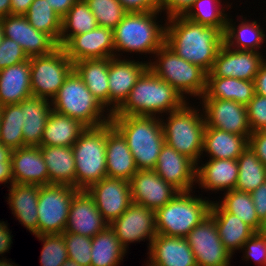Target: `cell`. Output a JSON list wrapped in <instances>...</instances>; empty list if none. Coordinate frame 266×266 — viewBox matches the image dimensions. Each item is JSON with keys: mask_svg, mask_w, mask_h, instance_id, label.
<instances>
[{"mask_svg": "<svg viewBox=\"0 0 266 266\" xmlns=\"http://www.w3.org/2000/svg\"><path fill=\"white\" fill-rule=\"evenodd\" d=\"M165 22V44L179 57L200 66L207 73L213 67L219 49L224 44V32L175 16Z\"/></svg>", "mask_w": 266, "mask_h": 266, "instance_id": "6da1fadb", "label": "cell"}, {"mask_svg": "<svg viewBox=\"0 0 266 266\" xmlns=\"http://www.w3.org/2000/svg\"><path fill=\"white\" fill-rule=\"evenodd\" d=\"M185 103L181 94L148 67L138 78L128 98L111 115L156 116L157 113L173 112Z\"/></svg>", "mask_w": 266, "mask_h": 266, "instance_id": "7a4b0ae2", "label": "cell"}, {"mask_svg": "<svg viewBox=\"0 0 266 266\" xmlns=\"http://www.w3.org/2000/svg\"><path fill=\"white\" fill-rule=\"evenodd\" d=\"M161 119L156 116L111 115L110 122L125 138L138 170H154L165 144Z\"/></svg>", "mask_w": 266, "mask_h": 266, "instance_id": "3957f363", "label": "cell"}, {"mask_svg": "<svg viewBox=\"0 0 266 266\" xmlns=\"http://www.w3.org/2000/svg\"><path fill=\"white\" fill-rule=\"evenodd\" d=\"M159 13L128 12L113 29L115 57L116 51L155 54L165 43L166 26L156 22Z\"/></svg>", "mask_w": 266, "mask_h": 266, "instance_id": "277c9868", "label": "cell"}, {"mask_svg": "<svg viewBox=\"0 0 266 266\" xmlns=\"http://www.w3.org/2000/svg\"><path fill=\"white\" fill-rule=\"evenodd\" d=\"M51 103L53 111L75 118L86 127H98L107 124L111 119L109 111L107 117L102 115L105 107L86 87L74 69L65 78Z\"/></svg>", "mask_w": 266, "mask_h": 266, "instance_id": "5b68a950", "label": "cell"}, {"mask_svg": "<svg viewBox=\"0 0 266 266\" xmlns=\"http://www.w3.org/2000/svg\"><path fill=\"white\" fill-rule=\"evenodd\" d=\"M107 124L87 127L72 146L76 168V189L87 190L107 176L106 132L112 127Z\"/></svg>", "mask_w": 266, "mask_h": 266, "instance_id": "8992f818", "label": "cell"}, {"mask_svg": "<svg viewBox=\"0 0 266 266\" xmlns=\"http://www.w3.org/2000/svg\"><path fill=\"white\" fill-rule=\"evenodd\" d=\"M191 192H178L155 211L156 234L185 238L209 215L211 201L193 197Z\"/></svg>", "mask_w": 266, "mask_h": 266, "instance_id": "52a82bcc", "label": "cell"}, {"mask_svg": "<svg viewBox=\"0 0 266 266\" xmlns=\"http://www.w3.org/2000/svg\"><path fill=\"white\" fill-rule=\"evenodd\" d=\"M188 105L186 102L181 108L170 112L168 120L161 123L165 143L197 165L203 154L206 124L204 114L201 112L200 115L199 110Z\"/></svg>", "mask_w": 266, "mask_h": 266, "instance_id": "ba28073f", "label": "cell"}, {"mask_svg": "<svg viewBox=\"0 0 266 266\" xmlns=\"http://www.w3.org/2000/svg\"><path fill=\"white\" fill-rule=\"evenodd\" d=\"M157 60L148 63L149 69L170 84L183 98L184 94L201 96L206 90L207 72L200 66L179 57L165 43L155 52Z\"/></svg>", "mask_w": 266, "mask_h": 266, "instance_id": "9c48e42d", "label": "cell"}, {"mask_svg": "<svg viewBox=\"0 0 266 266\" xmlns=\"http://www.w3.org/2000/svg\"><path fill=\"white\" fill-rule=\"evenodd\" d=\"M72 70L73 62L62 47L45 56L30 57L32 96L52 100Z\"/></svg>", "mask_w": 266, "mask_h": 266, "instance_id": "30bf717a", "label": "cell"}, {"mask_svg": "<svg viewBox=\"0 0 266 266\" xmlns=\"http://www.w3.org/2000/svg\"><path fill=\"white\" fill-rule=\"evenodd\" d=\"M79 190L68 185L39 187L38 235L62 234L65 231L72 198Z\"/></svg>", "mask_w": 266, "mask_h": 266, "instance_id": "8fae6325", "label": "cell"}, {"mask_svg": "<svg viewBox=\"0 0 266 266\" xmlns=\"http://www.w3.org/2000/svg\"><path fill=\"white\" fill-rule=\"evenodd\" d=\"M197 266H229L231 253L221 241L214 218L209 214L185 237Z\"/></svg>", "mask_w": 266, "mask_h": 266, "instance_id": "7c38bea8", "label": "cell"}, {"mask_svg": "<svg viewBox=\"0 0 266 266\" xmlns=\"http://www.w3.org/2000/svg\"><path fill=\"white\" fill-rule=\"evenodd\" d=\"M202 105L207 127L246 136L249 139L252 132L248 122L246 105L233 100L213 98H202Z\"/></svg>", "mask_w": 266, "mask_h": 266, "instance_id": "4fadbf2b", "label": "cell"}, {"mask_svg": "<svg viewBox=\"0 0 266 266\" xmlns=\"http://www.w3.org/2000/svg\"><path fill=\"white\" fill-rule=\"evenodd\" d=\"M103 219L110 225L120 217L132 203L129 181L104 177L87 190Z\"/></svg>", "mask_w": 266, "mask_h": 266, "instance_id": "5bb4252c", "label": "cell"}, {"mask_svg": "<svg viewBox=\"0 0 266 266\" xmlns=\"http://www.w3.org/2000/svg\"><path fill=\"white\" fill-rule=\"evenodd\" d=\"M127 250L129 243L149 239V246L156 236L155 211L132 202L128 209L109 225Z\"/></svg>", "mask_w": 266, "mask_h": 266, "instance_id": "9a60e30c", "label": "cell"}, {"mask_svg": "<svg viewBox=\"0 0 266 266\" xmlns=\"http://www.w3.org/2000/svg\"><path fill=\"white\" fill-rule=\"evenodd\" d=\"M265 61L260 52L232 49L223 44L207 77H232L254 81Z\"/></svg>", "mask_w": 266, "mask_h": 266, "instance_id": "2e32d148", "label": "cell"}, {"mask_svg": "<svg viewBox=\"0 0 266 266\" xmlns=\"http://www.w3.org/2000/svg\"><path fill=\"white\" fill-rule=\"evenodd\" d=\"M4 37L18 43L27 56H45L59 48L58 43L48 34L36 30L24 15L9 14L0 19Z\"/></svg>", "mask_w": 266, "mask_h": 266, "instance_id": "e0dca14e", "label": "cell"}, {"mask_svg": "<svg viewBox=\"0 0 266 266\" xmlns=\"http://www.w3.org/2000/svg\"><path fill=\"white\" fill-rule=\"evenodd\" d=\"M132 202L156 211L179 191L165 182L155 170H138L129 181Z\"/></svg>", "mask_w": 266, "mask_h": 266, "instance_id": "ac0fdd59", "label": "cell"}, {"mask_svg": "<svg viewBox=\"0 0 266 266\" xmlns=\"http://www.w3.org/2000/svg\"><path fill=\"white\" fill-rule=\"evenodd\" d=\"M62 48L73 64L84 59L115 57L113 30L98 26L89 32L73 36Z\"/></svg>", "mask_w": 266, "mask_h": 266, "instance_id": "d6986e66", "label": "cell"}, {"mask_svg": "<svg viewBox=\"0 0 266 266\" xmlns=\"http://www.w3.org/2000/svg\"><path fill=\"white\" fill-rule=\"evenodd\" d=\"M148 68V62H136L118 57L109 58V112L114 113L128 98L130 91L141 74Z\"/></svg>", "mask_w": 266, "mask_h": 266, "instance_id": "ffe728a7", "label": "cell"}, {"mask_svg": "<svg viewBox=\"0 0 266 266\" xmlns=\"http://www.w3.org/2000/svg\"><path fill=\"white\" fill-rule=\"evenodd\" d=\"M155 172L179 192L192 191L196 183V164L166 143L162 146Z\"/></svg>", "mask_w": 266, "mask_h": 266, "instance_id": "44dd1931", "label": "cell"}, {"mask_svg": "<svg viewBox=\"0 0 266 266\" xmlns=\"http://www.w3.org/2000/svg\"><path fill=\"white\" fill-rule=\"evenodd\" d=\"M108 225L94 199L86 190H79L72 198L65 231L93 238Z\"/></svg>", "mask_w": 266, "mask_h": 266, "instance_id": "7402d4cb", "label": "cell"}, {"mask_svg": "<svg viewBox=\"0 0 266 266\" xmlns=\"http://www.w3.org/2000/svg\"><path fill=\"white\" fill-rule=\"evenodd\" d=\"M13 183L49 185V174L39 146H24L12 150Z\"/></svg>", "mask_w": 266, "mask_h": 266, "instance_id": "603a6c76", "label": "cell"}, {"mask_svg": "<svg viewBox=\"0 0 266 266\" xmlns=\"http://www.w3.org/2000/svg\"><path fill=\"white\" fill-rule=\"evenodd\" d=\"M148 250V266H197L185 238L156 234Z\"/></svg>", "mask_w": 266, "mask_h": 266, "instance_id": "cb8c5ba5", "label": "cell"}, {"mask_svg": "<svg viewBox=\"0 0 266 266\" xmlns=\"http://www.w3.org/2000/svg\"><path fill=\"white\" fill-rule=\"evenodd\" d=\"M106 170L108 177L126 181L138 171L125 138L114 126L106 132Z\"/></svg>", "mask_w": 266, "mask_h": 266, "instance_id": "d4e9b609", "label": "cell"}, {"mask_svg": "<svg viewBox=\"0 0 266 266\" xmlns=\"http://www.w3.org/2000/svg\"><path fill=\"white\" fill-rule=\"evenodd\" d=\"M202 166L196 165V183L212 191L233 190L238 181V164L233 159H209ZM223 189V190H222Z\"/></svg>", "mask_w": 266, "mask_h": 266, "instance_id": "484cf974", "label": "cell"}, {"mask_svg": "<svg viewBox=\"0 0 266 266\" xmlns=\"http://www.w3.org/2000/svg\"><path fill=\"white\" fill-rule=\"evenodd\" d=\"M32 97L30 58L0 70V104H18Z\"/></svg>", "mask_w": 266, "mask_h": 266, "instance_id": "4316f807", "label": "cell"}, {"mask_svg": "<svg viewBox=\"0 0 266 266\" xmlns=\"http://www.w3.org/2000/svg\"><path fill=\"white\" fill-rule=\"evenodd\" d=\"M209 214L214 218L218 234L225 248L233 255L255 231L229 212H226L216 201L211 202ZM235 250V251H234Z\"/></svg>", "mask_w": 266, "mask_h": 266, "instance_id": "83f0119b", "label": "cell"}, {"mask_svg": "<svg viewBox=\"0 0 266 266\" xmlns=\"http://www.w3.org/2000/svg\"><path fill=\"white\" fill-rule=\"evenodd\" d=\"M39 185L15 184L9 188L8 201L15 217L34 235H38Z\"/></svg>", "mask_w": 266, "mask_h": 266, "instance_id": "f1b7e54d", "label": "cell"}, {"mask_svg": "<svg viewBox=\"0 0 266 266\" xmlns=\"http://www.w3.org/2000/svg\"><path fill=\"white\" fill-rule=\"evenodd\" d=\"M49 99L30 97L22 100L24 146H40L45 124L52 112Z\"/></svg>", "mask_w": 266, "mask_h": 266, "instance_id": "f546056e", "label": "cell"}, {"mask_svg": "<svg viewBox=\"0 0 266 266\" xmlns=\"http://www.w3.org/2000/svg\"><path fill=\"white\" fill-rule=\"evenodd\" d=\"M49 174V185L76 188V168L72 147L39 146Z\"/></svg>", "mask_w": 266, "mask_h": 266, "instance_id": "4dcf8cb0", "label": "cell"}, {"mask_svg": "<svg viewBox=\"0 0 266 266\" xmlns=\"http://www.w3.org/2000/svg\"><path fill=\"white\" fill-rule=\"evenodd\" d=\"M248 145L249 139L246 136L205 127L203 151L208 153L211 159L237 160Z\"/></svg>", "mask_w": 266, "mask_h": 266, "instance_id": "1f68e13d", "label": "cell"}, {"mask_svg": "<svg viewBox=\"0 0 266 266\" xmlns=\"http://www.w3.org/2000/svg\"><path fill=\"white\" fill-rule=\"evenodd\" d=\"M86 128L79 120L52 110L45 124L40 146L72 147Z\"/></svg>", "mask_w": 266, "mask_h": 266, "instance_id": "d6a6232c", "label": "cell"}, {"mask_svg": "<svg viewBox=\"0 0 266 266\" xmlns=\"http://www.w3.org/2000/svg\"><path fill=\"white\" fill-rule=\"evenodd\" d=\"M73 69L82 78L86 87L106 108L109 106V58L84 59L73 64Z\"/></svg>", "mask_w": 266, "mask_h": 266, "instance_id": "836d02e7", "label": "cell"}, {"mask_svg": "<svg viewBox=\"0 0 266 266\" xmlns=\"http://www.w3.org/2000/svg\"><path fill=\"white\" fill-rule=\"evenodd\" d=\"M254 94V81L232 77H207L206 90L201 98L233 100L247 105Z\"/></svg>", "mask_w": 266, "mask_h": 266, "instance_id": "e575fe53", "label": "cell"}, {"mask_svg": "<svg viewBox=\"0 0 266 266\" xmlns=\"http://www.w3.org/2000/svg\"><path fill=\"white\" fill-rule=\"evenodd\" d=\"M243 19L238 26L232 24V19H227L224 32V44L232 49L259 52L261 43L265 41L264 31L257 21L246 22ZM235 46V47H234ZM259 49V50H257Z\"/></svg>", "mask_w": 266, "mask_h": 266, "instance_id": "d590c367", "label": "cell"}, {"mask_svg": "<svg viewBox=\"0 0 266 266\" xmlns=\"http://www.w3.org/2000/svg\"><path fill=\"white\" fill-rule=\"evenodd\" d=\"M90 266H118L127 252L108 225L92 238Z\"/></svg>", "mask_w": 266, "mask_h": 266, "instance_id": "8d00e7d4", "label": "cell"}, {"mask_svg": "<svg viewBox=\"0 0 266 266\" xmlns=\"http://www.w3.org/2000/svg\"><path fill=\"white\" fill-rule=\"evenodd\" d=\"M97 27V20L88 4L85 0H77L62 18L59 47H63L73 36L89 32Z\"/></svg>", "mask_w": 266, "mask_h": 266, "instance_id": "74e56055", "label": "cell"}, {"mask_svg": "<svg viewBox=\"0 0 266 266\" xmlns=\"http://www.w3.org/2000/svg\"><path fill=\"white\" fill-rule=\"evenodd\" d=\"M238 181L235 190L251 193L266 182V166L248 146L237 158Z\"/></svg>", "mask_w": 266, "mask_h": 266, "instance_id": "f35d334b", "label": "cell"}, {"mask_svg": "<svg viewBox=\"0 0 266 266\" xmlns=\"http://www.w3.org/2000/svg\"><path fill=\"white\" fill-rule=\"evenodd\" d=\"M24 16L36 30L50 35L59 45L62 18L47 0H34Z\"/></svg>", "mask_w": 266, "mask_h": 266, "instance_id": "ab89813d", "label": "cell"}, {"mask_svg": "<svg viewBox=\"0 0 266 266\" xmlns=\"http://www.w3.org/2000/svg\"><path fill=\"white\" fill-rule=\"evenodd\" d=\"M22 127V101L4 105L0 123V143L11 150L24 147Z\"/></svg>", "mask_w": 266, "mask_h": 266, "instance_id": "60d3db41", "label": "cell"}, {"mask_svg": "<svg viewBox=\"0 0 266 266\" xmlns=\"http://www.w3.org/2000/svg\"><path fill=\"white\" fill-rule=\"evenodd\" d=\"M224 199L217 202L226 212L238 216L240 220L249 225L255 232L258 231L261 220L255 211L251 193L238 190H229L224 193Z\"/></svg>", "mask_w": 266, "mask_h": 266, "instance_id": "b9f144b4", "label": "cell"}, {"mask_svg": "<svg viewBox=\"0 0 266 266\" xmlns=\"http://www.w3.org/2000/svg\"><path fill=\"white\" fill-rule=\"evenodd\" d=\"M220 6V0H196L184 17L198 24L220 28L225 32L228 15L224 13V7L222 9Z\"/></svg>", "mask_w": 266, "mask_h": 266, "instance_id": "7bdbcfd3", "label": "cell"}, {"mask_svg": "<svg viewBox=\"0 0 266 266\" xmlns=\"http://www.w3.org/2000/svg\"><path fill=\"white\" fill-rule=\"evenodd\" d=\"M98 26L114 29L128 13L118 0H85Z\"/></svg>", "mask_w": 266, "mask_h": 266, "instance_id": "ee69618b", "label": "cell"}, {"mask_svg": "<svg viewBox=\"0 0 266 266\" xmlns=\"http://www.w3.org/2000/svg\"><path fill=\"white\" fill-rule=\"evenodd\" d=\"M43 241L41 266H61L68 260V252L62 234L35 235Z\"/></svg>", "mask_w": 266, "mask_h": 266, "instance_id": "f6af8a7d", "label": "cell"}, {"mask_svg": "<svg viewBox=\"0 0 266 266\" xmlns=\"http://www.w3.org/2000/svg\"><path fill=\"white\" fill-rule=\"evenodd\" d=\"M62 235L68 252V259L77 262L80 266H90L92 238L68 231H64Z\"/></svg>", "mask_w": 266, "mask_h": 266, "instance_id": "bcb514c9", "label": "cell"}, {"mask_svg": "<svg viewBox=\"0 0 266 266\" xmlns=\"http://www.w3.org/2000/svg\"><path fill=\"white\" fill-rule=\"evenodd\" d=\"M251 132L266 130V97L254 94L246 105Z\"/></svg>", "mask_w": 266, "mask_h": 266, "instance_id": "7dc6e473", "label": "cell"}, {"mask_svg": "<svg viewBox=\"0 0 266 266\" xmlns=\"http://www.w3.org/2000/svg\"><path fill=\"white\" fill-rule=\"evenodd\" d=\"M29 60L21 46L10 38L4 37L0 45V70Z\"/></svg>", "mask_w": 266, "mask_h": 266, "instance_id": "c3c4849f", "label": "cell"}, {"mask_svg": "<svg viewBox=\"0 0 266 266\" xmlns=\"http://www.w3.org/2000/svg\"><path fill=\"white\" fill-rule=\"evenodd\" d=\"M245 248V249H244ZM247 248V249H246ZM244 258L253 259L261 266L266 265V237L255 232L243 245Z\"/></svg>", "mask_w": 266, "mask_h": 266, "instance_id": "681fc988", "label": "cell"}, {"mask_svg": "<svg viewBox=\"0 0 266 266\" xmlns=\"http://www.w3.org/2000/svg\"><path fill=\"white\" fill-rule=\"evenodd\" d=\"M196 0H157L159 11H166L167 19L175 16H184Z\"/></svg>", "mask_w": 266, "mask_h": 266, "instance_id": "f907efd6", "label": "cell"}, {"mask_svg": "<svg viewBox=\"0 0 266 266\" xmlns=\"http://www.w3.org/2000/svg\"><path fill=\"white\" fill-rule=\"evenodd\" d=\"M258 159L266 166V130L250 134L249 145Z\"/></svg>", "mask_w": 266, "mask_h": 266, "instance_id": "816d5d0a", "label": "cell"}, {"mask_svg": "<svg viewBox=\"0 0 266 266\" xmlns=\"http://www.w3.org/2000/svg\"><path fill=\"white\" fill-rule=\"evenodd\" d=\"M127 12L159 11L157 0H118Z\"/></svg>", "mask_w": 266, "mask_h": 266, "instance_id": "f5cc1de1", "label": "cell"}, {"mask_svg": "<svg viewBox=\"0 0 266 266\" xmlns=\"http://www.w3.org/2000/svg\"><path fill=\"white\" fill-rule=\"evenodd\" d=\"M255 211L260 220L266 217V182L251 192Z\"/></svg>", "mask_w": 266, "mask_h": 266, "instance_id": "db71d44e", "label": "cell"}, {"mask_svg": "<svg viewBox=\"0 0 266 266\" xmlns=\"http://www.w3.org/2000/svg\"><path fill=\"white\" fill-rule=\"evenodd\" d=\"M254 87L256 94L266 97V61L254 79Z\"/></svg>", "mask_w": 266, "mask_h": 266, "instance_id": "11a10c76", "label": "cell"}, {"mask_svg": "<svg viewBox=\"0 0 266 266\" xmlns=\"http://www.w3.org/2000/svg\"><path fill=\"white\" fill-rule=\"evenodd\" d=\"M11 232L9 233L8 226L5 222H0V254L9 251V248L12 243Z\"/></svg>", "mask_w": 266, "mask_h": 266, "instance_id": "9f6ffc18", "label": "cell"}, {"mask_svg": "<svg viewBox=\"0 0 266 266\" xmlns=\"http://www.w3.org/2000/svg\"><path fill=\"white\" fill-rule=\"evenodd\" d=\"M55 12L63 18L77 0H47Z\"/></svg>", "mask_w": 266, "mask_h": 266, "instance_id": "6f0895ef", "label": "cell"}, {"mask_svg": "<svg viewBox=\"0 0 266 266\" xmlns=\"http://www.w3.org/2000/svg\"><path fill=\"white\" fill-rule=\"evenodd\" d=\"M34 0H11L10 14L25 15Z\"/></svg>", "mask_w": 266, "mask_h": 266, "instance_id": "680465c9", "label": "cell"}, {"mask_svg": "<svg viewBox=\"0 0 266 266\" xmlns=\"http://www.w3.org/2000/svg\"><path fill=\"white\" fill-rule=\"evenodd\" d=\"M13 184L11 162H0V183Z\"/></svg>", "mask_w": 266, "mask_h": 266, "instance_id": "91938a15", "label": "cell"}, {"mask_svg": "<svg viewBox=\"0 0 266 266\" xmlns=\"http://www.w3.org/2000/svg\"><path fill=\"white\" fill-rule=\"evenodd\" d=\"M12 150L0 143V162H11Z\"/></svg>", "mask_w": 266, "mask_h": 266, "instance_id": "94428289", "label": "cell"}, {"mask_svg": "<svg viewBox=\"0 0 266 266\" xmlns=\"http://www.w3.org/2000/svg\"><path fill=\"white\" fill-rule=\"evenodd\" d=\"M11 0H0V19L10 14Z\"/></svg>", "mask_w": 266, "mask_h": 266, "instance_id": "6125c7cd", "label": "cell"}, {"mask_svg": "<svg viewBox=\"0 0 266 266\" xmlns=\"http://www.w3.org/2000/svg\"><path fill=\"white\" fill-rule=\"evenodd\" d=\"M257 233L266 237V217L261 220Z\"/></svg>", "mask_w": 266, "mask_h": 266, "instance_id": "be15d7a7", "label": "cell"}, {"mask_svg": "<svg viewBox=\"0 0 266 266\" xmlns=\"http://www.w3.org/2000/svg\"><path fill=\"white\" fill-rule=\"evenodd\" d=\"M61 266H80L77 262L68 259Z\"/></svg>", "mask_w": 266, "mask_h": 266, "instance_id": "e7e4bbea", "label": "cell"}, {"mask_svg": "<svg viewBox=\"0 0 266 266\" xmlns=\"http://www.w3.org/2000/svg\"><path fill=\"white\" fill-rule=\"evenodd\" d=\"M3 38H4L3 25H2V23L0 21V45L2 43Z\"/></svg>", "mask_w": 266, "mask_h": 266, "instance_id": "03108f58", "label": "cell"}, {"mask_svg": "<svg viewBox=\"0 0 266 266\" xmlns=\"http://www.w3.org/2000/svg\"><path fill=\"white\" fill-rule=\"evenodd\" d=\"M2 108L3 106L0 104V123H1V116H2Z\"/></svg>", "mask_w": 266, "mask_h": 266, "instance_id": "003e7915", "label": "cell"}]
</instances>
